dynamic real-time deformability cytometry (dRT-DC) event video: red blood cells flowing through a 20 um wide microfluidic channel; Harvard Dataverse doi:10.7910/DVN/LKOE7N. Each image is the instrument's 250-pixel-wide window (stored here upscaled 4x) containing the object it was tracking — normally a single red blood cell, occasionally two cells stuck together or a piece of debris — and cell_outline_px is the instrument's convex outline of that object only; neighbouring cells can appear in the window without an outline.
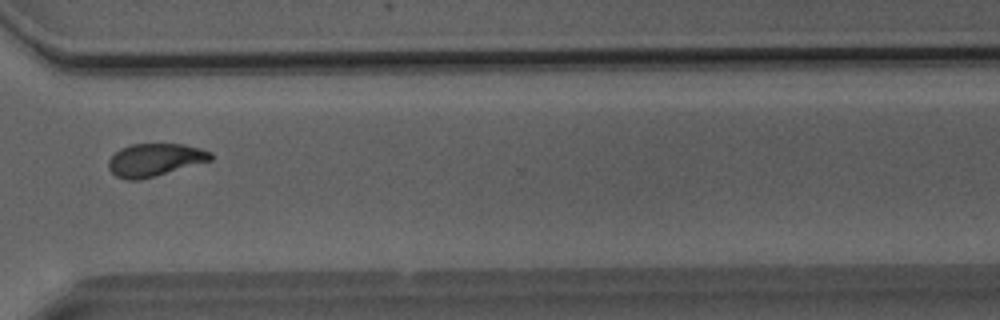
{"species": "Egyptian fruit bat (a non-hibernating species)", "species_latin": "Rousettus aegyptiacus", "temperature_condition": "room temperature", "stored_images_in_passage": 30, "camera_frame_rate_fps": 3000, "um_per_image_px": 0.085, "animal": {"sex": "male"}, "frame": {"image": 1, "passage_image": 22, "time_ms": 7.0, "image_size_px": [1000, 320], "cell_outline_px": [[212, 160], [152, 176], [136, 180], [124, 180], [116, 176], [108, 168], [108, 160], [120, 148], [132, 144], [184, 144], [200, 148], [212, 152]], "centroid_in_image_um": [13.14, 13.57], "position_along_channel_um": 357.5, "area_um2": 19.25}}
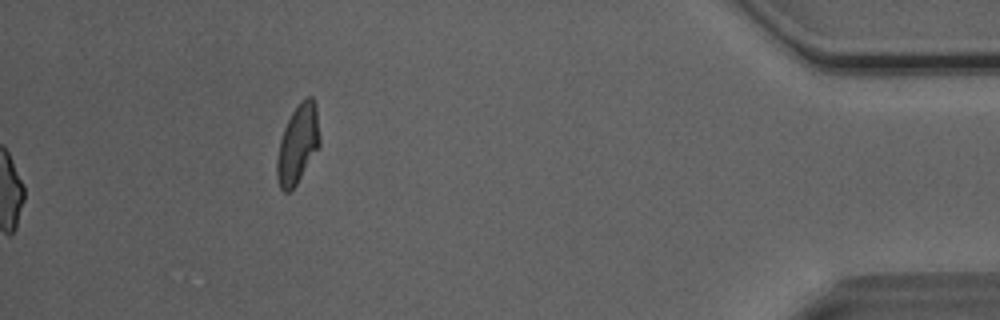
{"frame": {"image": 2, "passage_image": 30, "time_ms": 9.667, "image_size_px": [1000, 320], "cell_outline_px": [[320, 144], [296, 184], [288, 192], [284, 192], [280, 188], [276, 176], [276, 160], [280, 140], [284, 128], [292, 112], [300, 100], [308, 96], [312, 96], [316, 104], [320, 140]], "centroid_in_image_um": [25.3, 12.21], "position_along_channel_um": 409.9, "area_um2": 19.48}, "authors_computed_cell_mechanics": {"area_um2": 19.3052, "velocity_mm_per_s": 4.0562, "shape_relaxation_time_tau1_ms": 5.7432, "shape_relaxation_time_tau2_ms": 2.4647, "deformation_change_tau1": 0.1828, "deformation_change_tau2": 0.085}}